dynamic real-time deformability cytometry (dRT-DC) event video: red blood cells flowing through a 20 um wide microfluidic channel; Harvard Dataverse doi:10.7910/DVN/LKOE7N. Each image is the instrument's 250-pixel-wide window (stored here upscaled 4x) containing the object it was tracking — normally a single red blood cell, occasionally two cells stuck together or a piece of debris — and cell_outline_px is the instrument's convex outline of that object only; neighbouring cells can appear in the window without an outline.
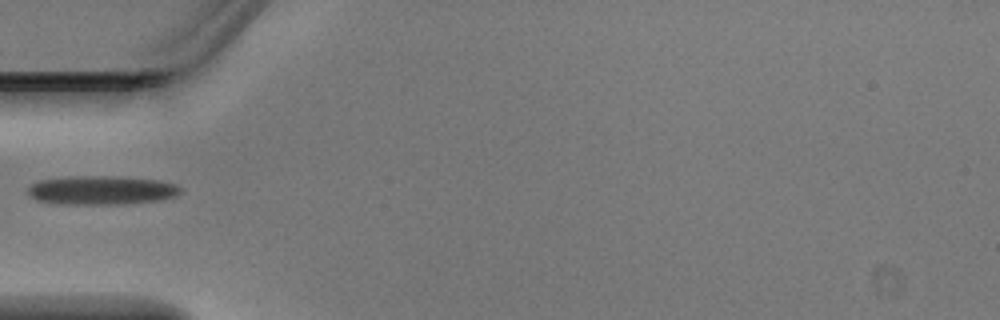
{"species": "Egyptian fruit bat (a non-hibernating species)", "species_latin": "Rousettus aegyptiacus", "temperature_condition": "warm", "stored_images_in_passage": 1, "camera_frame_rate_fps": 3000, "um_per_image_px": 0.085, "animal": {"sex": "male"}, "frame": {"image": 1, "passage_image": 1, "time_ms": 0.0, "image_size_px": [1000, 320], "cell_outline_px": [[180, 192], [176, 196], [164, 200], [124, 204], [72, 204], [36, 200], [28, 192], [28, 188], [32, 184], [40, 180], [80, 176], [88, 176], [160, 180], [176, 184], [180, 188]], "centroid_in_image_um": [8.69, 16.19], "position_along_channel_um": 76.3, "area_um2": 25.14}}